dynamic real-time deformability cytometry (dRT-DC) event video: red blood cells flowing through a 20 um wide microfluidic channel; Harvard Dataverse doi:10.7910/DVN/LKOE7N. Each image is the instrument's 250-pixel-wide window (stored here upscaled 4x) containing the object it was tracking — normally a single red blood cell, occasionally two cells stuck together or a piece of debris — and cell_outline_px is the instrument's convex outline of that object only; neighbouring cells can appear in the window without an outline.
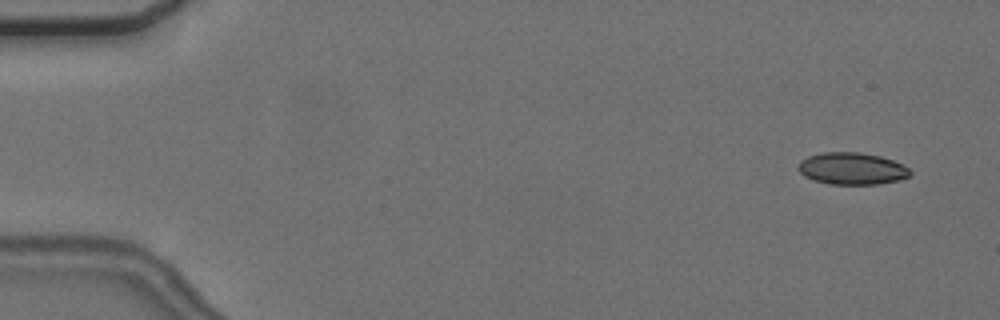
{"species": "common noctule bat (a hibernating species)", "species_latin": "Nyctalus noctula", "temperature_condition": "cold", "stored_images_in_passage": 6, "camera_frame_rate_fps": 3000, "um_per_image_px": 0.085, "animal": {"sex": "female", "body_mass_g": 24.6, "forearm_length_mm": 56.2}, "frame": {"image": 1, "passage_image": 1, "time_ms": 0.0, "image_size_px": [1000, 320], "cell_outline_px": [[912, 172], [908, 176], [900, 180], [876, 184], [828, 184], [812, 180], [804, 176], [796, 168], [800, 160], [808, 156], [824, 152], [860, 152], [880, 156], [892, 160], [908, 168]], "centroid_in_image_um": [72.37, 14.33], "position_along_channel_um": 12.6, "area_um2": 20.92}}